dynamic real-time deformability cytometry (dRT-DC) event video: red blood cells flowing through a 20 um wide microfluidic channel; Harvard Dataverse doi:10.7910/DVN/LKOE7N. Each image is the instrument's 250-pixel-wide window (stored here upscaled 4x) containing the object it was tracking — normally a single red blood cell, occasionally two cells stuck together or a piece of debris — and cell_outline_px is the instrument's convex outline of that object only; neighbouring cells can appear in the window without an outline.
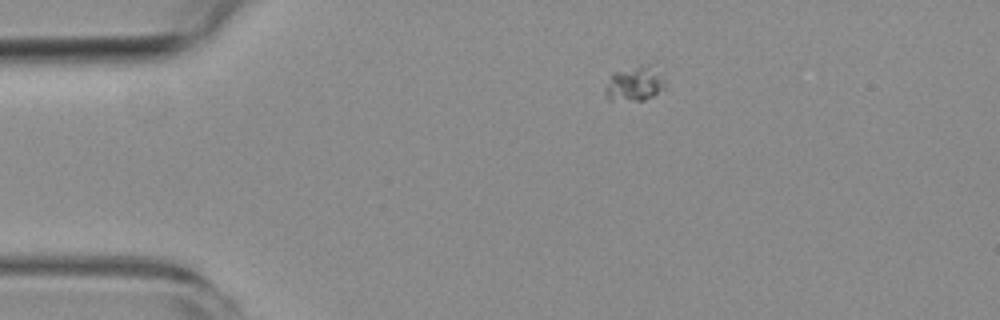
{"species": "common noctule bat (a hibernating species)", "species_latin": "Nyctalus noctula", "temperature_condition": "room temperature", "stored_images_in_passage": 2, "camera_frame_rate_fps": 3000, "um_per_image_px": 0.085, "animal": {"sex": "female", "body_mass_g": 19.3, "forearm_length_mm": 54.1}, "frame": {"image": 1, "passage_image": 1, "time_ms": 0.0, "image_size_px": [1000, 320], "cell_outline_px": [[664, 88], [652, 96], [644, 100], [608, 100], [604, 92], [604, 88], [612, 72], [640, 64], [656, 60], [664, 80]], "centroid_in_image_um": [53.98, 7.02], "position_along_channel_um": 31.0, "area_um2": 12.83}}